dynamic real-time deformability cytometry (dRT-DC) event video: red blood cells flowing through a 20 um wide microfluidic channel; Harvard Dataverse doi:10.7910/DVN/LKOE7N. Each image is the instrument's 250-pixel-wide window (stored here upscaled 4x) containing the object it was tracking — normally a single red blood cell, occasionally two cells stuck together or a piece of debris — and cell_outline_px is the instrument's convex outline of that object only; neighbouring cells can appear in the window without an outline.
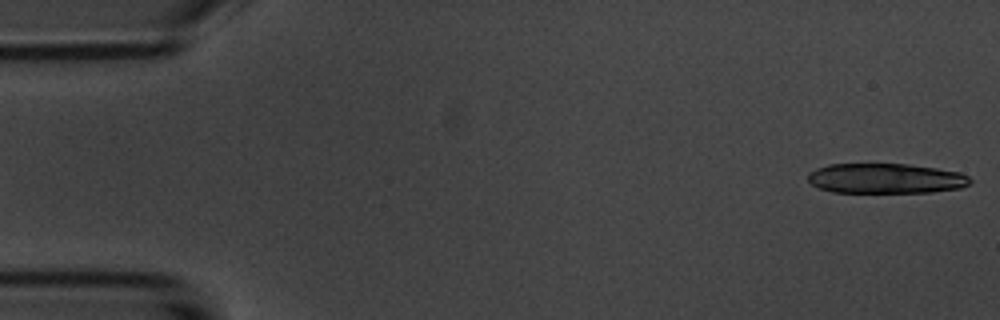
{"species": "common noctule bat (a hibernating species)", "species_latin": "Nyctalus noctula", "temperature_condition": "room temperature", "stored_images_in_passage": 34, "camera_frame_rate_fps": 3000, "um_per_image_px": 0.085, "animal": {"sex": "male", "body_mass_g": 20.1, "forearm_length_mm": 53.5}, "frame": {"image": 1, "passage_image": 1, "time_ms": 0.0, "image_size_px": [1000, 320], "cell_outline_px": [[972, 180], [968, 184], [960, 188], [932, 192], [832, 192], [820, 188], [812, 184], [808, 180], [808, 172], [816, 168], [828, 164], [908, 164], [936, 168], [960, 172], [968, 176]], "centroid_in_image_um": [75.27, 15.16], "position_along_channel_um": 9.7, "area_um2": 28.38}}
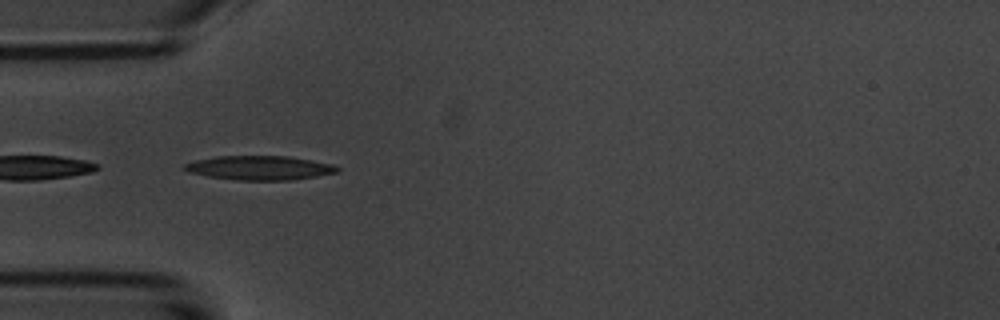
{"frame": {"image": 2, "passage_image": 16, "time_ms": 5.0, "image_size_px": [1000, 320], "cell_outline_px": [[340, 168], [336, 172], [316, 176], [292, 180], [236, 180], [208, 176], [188, 172], [184, 168], [184, 164], [196, 160], [216, 156], [288, 156], [336, 164]], "centroid_in_image_um": [22.09, 14.26], "position_along_channel_um": 62.9, "area_um2": 21.5}}
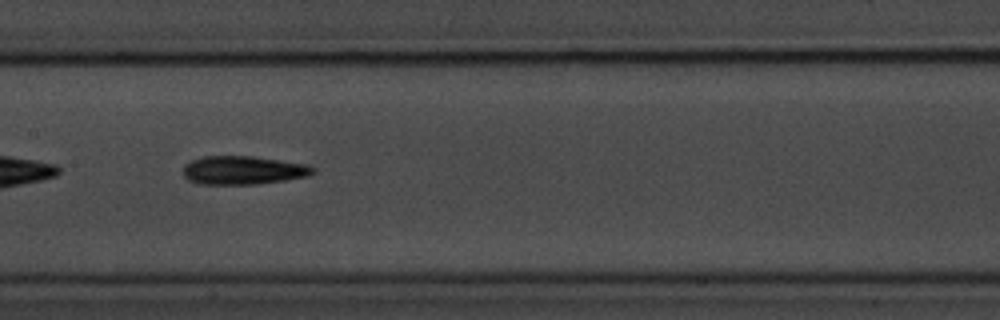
{"frame": {"image": 3, "passage_image": 26, "time_ms": 8.333, "image_size_px": [1000, 320], "cell_outline_px": [[316, 172], [308, 176], [284, 180], [256, 184], [200, 184], [188, 180], [184, 176], [184, 164], [192, 160], [204, 156], [252, 156], [304, 164], [316, 168]], "centroid_in_image_um": [20.65, 14.47], "position_along_channel_um": 186.7, "area_um2": 21.44}}